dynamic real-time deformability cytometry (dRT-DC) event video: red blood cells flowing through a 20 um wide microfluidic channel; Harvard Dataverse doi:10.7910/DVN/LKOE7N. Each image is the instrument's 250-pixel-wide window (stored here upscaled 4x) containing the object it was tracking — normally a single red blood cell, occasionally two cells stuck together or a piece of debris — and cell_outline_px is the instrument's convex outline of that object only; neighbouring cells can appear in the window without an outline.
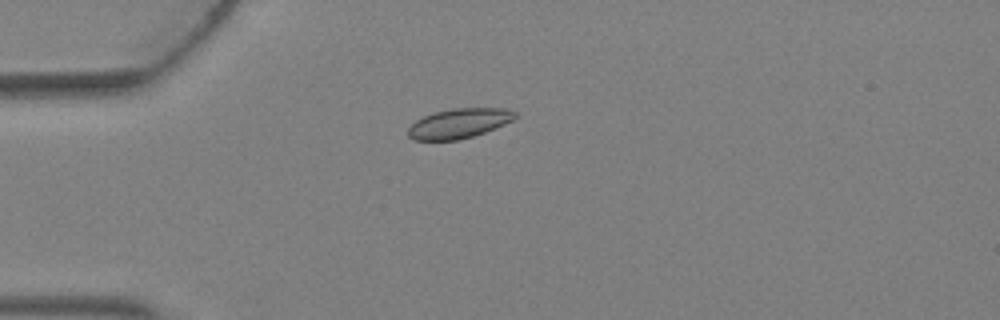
{"species": "Egyptian fruit bat (a non-hibernating species)", "species_latin": "Rousettus aegyptiacus", "temperature_condition": "warm", "stored_images_in_passage": 1, "camera_frame_rate_fps": 3000, "um_per_image_px": 0.085, "animal": {"sex": "female"}, "frame": {"image": 1, "passage_image": 1, "time_ms": 0.0, "image_size_px": [1000, 320], "cell_outline_px": [[516, 116], [512, 120], [504, 124], [484, 132], [472, 136], [456, 140], [412, 140], [408, 136], [408, 128], [416, 120], [432, 112], [452, 108], [508, 108], [516, 112]], "centroid_in_image_um": [38.99, 10.47], "position_along_channel_um": 46.0, "area_um2": 18.5}}